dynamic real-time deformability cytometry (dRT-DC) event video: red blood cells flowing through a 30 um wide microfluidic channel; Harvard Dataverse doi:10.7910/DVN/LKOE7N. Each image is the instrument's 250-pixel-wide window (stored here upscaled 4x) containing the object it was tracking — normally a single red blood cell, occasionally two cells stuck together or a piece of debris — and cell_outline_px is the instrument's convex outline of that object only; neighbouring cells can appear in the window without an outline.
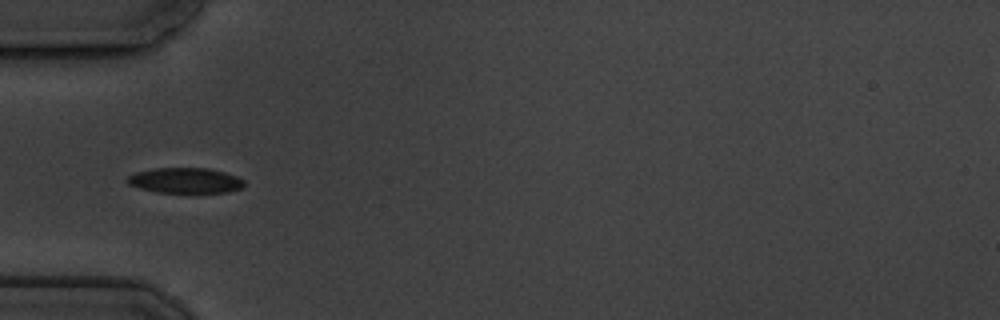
{"species": "common noctule bat (a hibernating species)", "species_latin": "Nyctalus noctula", "temperature_condition": "cold", "stored_images_in_passage": 10, "camera_frame_rate_fps": 3000, "um_per_image_px": 0.085, "animal": {"sex": "male", "body_mass_g": 19.5, "forearm_length_mm": 54.6}, "frame": {"image": 1, "passage_image": 4, "time_ms": 3.333, "image_size_px": [1000, 320], "cell_outline_px": [[244, 184], [240, 188], [228, 192], [156, 192], [140, 188], [128, 184], [128, 176], [136, 172], [156, 168], [208, 168], [224, 172], [236, 176], [244, 180]], "centroid_in_image_um": [15.75, 15.33], "position_along_channel_um": 69.3, "area_um2": 17.05}}
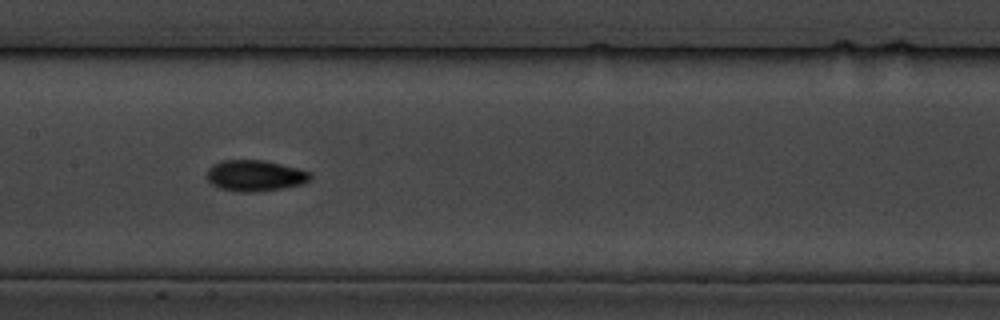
{"frame": {"image": 2, "passage_image": 7, "time_ms": 6.667, "image_size_px": [1000, 320], "cell_outline_px": [[312, 180], [304, 184], [280, 188], [252, 192], [236, 192], [220, 188], [212, 184], [208, 180], [208, 168], [212, 164], [220, 160], [264, 160], [312, 172]], "centroid_in_image_um": [21.69, 14.92], "position_along_channel_um": 185.7, "area_um2": 18.79}}
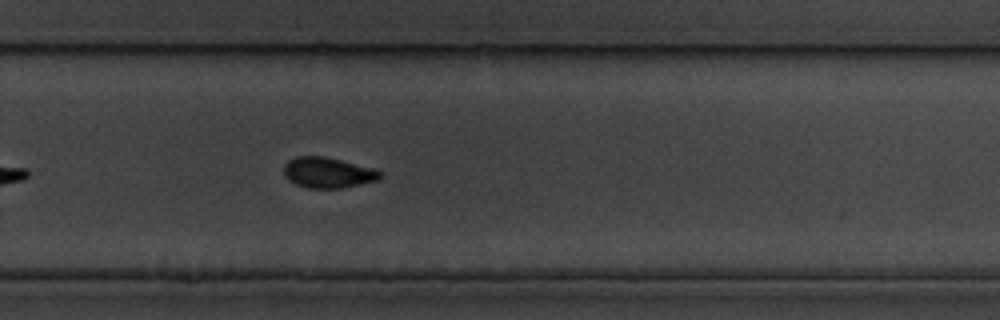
{"frame": {"image": 3, "passage_image": 10, "time_ms": 10.0, "image_size_px": [1000, 320], "cell_outline_px": [[380, 176], [376, 180], [340, 188], [308, 188], [296, 184], [288, 180], [284, 176], [284, 164], [288, 160], [296, 156], [324, 156], [372, 168], [380, 172]], "centroid_in_image_um": [27.78, 14.67], "position_along_channel_um": 302.0, "area_um2": 16.88}}